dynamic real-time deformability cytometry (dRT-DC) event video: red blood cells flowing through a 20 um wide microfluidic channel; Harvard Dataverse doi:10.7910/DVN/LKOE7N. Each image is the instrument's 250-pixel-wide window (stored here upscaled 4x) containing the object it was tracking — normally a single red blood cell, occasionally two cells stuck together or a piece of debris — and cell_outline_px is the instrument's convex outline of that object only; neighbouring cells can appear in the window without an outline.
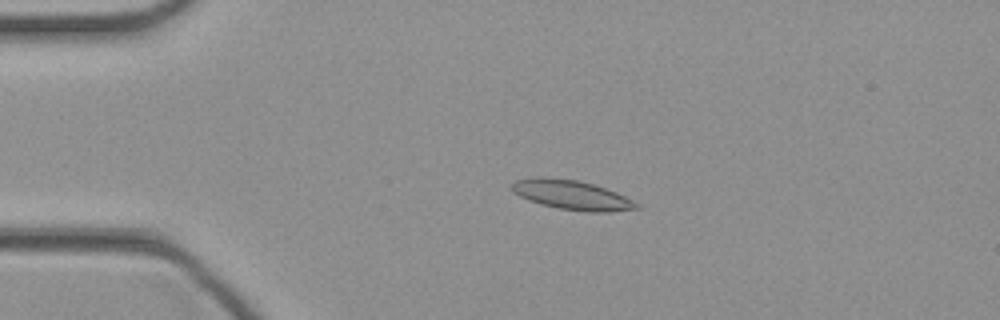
{"species": "common noctule bat (a hibernating species)", "species_latin": "Nyctalus noctula", "temperature_condition": "cold", "stored_images_in_passage": 37, "camera_frame_rate_fps": 3000, "um_per_image_px": 0.085, "animal": {"sex": "female", "body_mass_g": 21.9}, "frame": {"image": 1, "passage_image": 1, "time_ms": 0.0, "image_size_px": [1000, 320], "cell_outline_px": [[644, 208], [608, 212], [588, 212], [560, 208], [540, 204], [528, 200], [512, 192], [512, 184], [516, 180], [536, 176], [540, 176], [576, 180], [592, 184], [616, 192], [640, 204]], "centroid_in_image_um": [48.61, 16.58], "position_along_channel_um": 36.4, "area_um2": 21.39}}
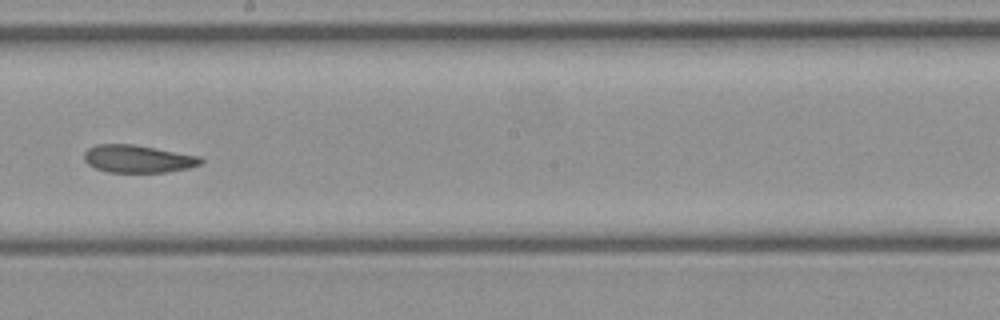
{"frame": {"image": 2, "passage_image": 17, "time_ms": 5.333, "image_size_px": [1000, 320], "cell_outline_px": [[204, 160], [200, 164], [188, 168], [164, 172], [108, 172], [96, 168], [88, 164], [84, 160], [84, 152], [88, 148], [96, 144], [132, 144], [200, 156]], "centroid_in_image_um": [11.7, 13.5], "position_along_channel_um": 236.5, "area_um2": 18.67}}
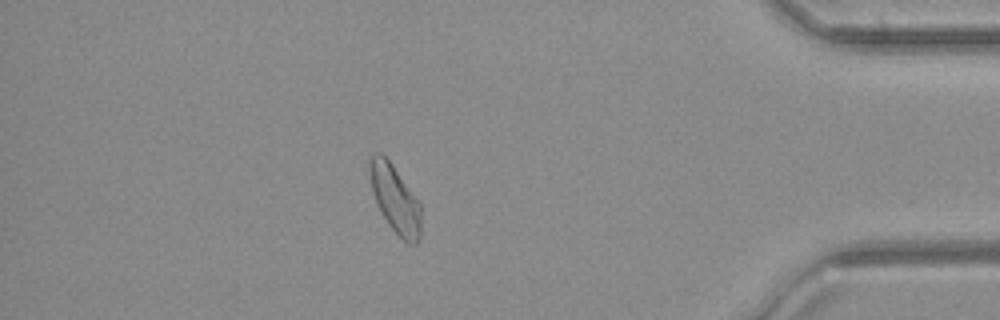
{"frame": {"image": 3, "passage_image": 31, "time_ms": 10.0, "image_size_px": [1000, 320], "cell_outline_px": [[420, 240], [416, 244], [408, 244], [388, 224], [380, 212], [372, 192], [368, 164], [368, 160], [376, 152], [380, 152], [392, 164], [420, 204]], "centroid_in_image_um": [33.56, 16.92], "position_along_channel_um": 401.6, "area_um2": 20.0}}